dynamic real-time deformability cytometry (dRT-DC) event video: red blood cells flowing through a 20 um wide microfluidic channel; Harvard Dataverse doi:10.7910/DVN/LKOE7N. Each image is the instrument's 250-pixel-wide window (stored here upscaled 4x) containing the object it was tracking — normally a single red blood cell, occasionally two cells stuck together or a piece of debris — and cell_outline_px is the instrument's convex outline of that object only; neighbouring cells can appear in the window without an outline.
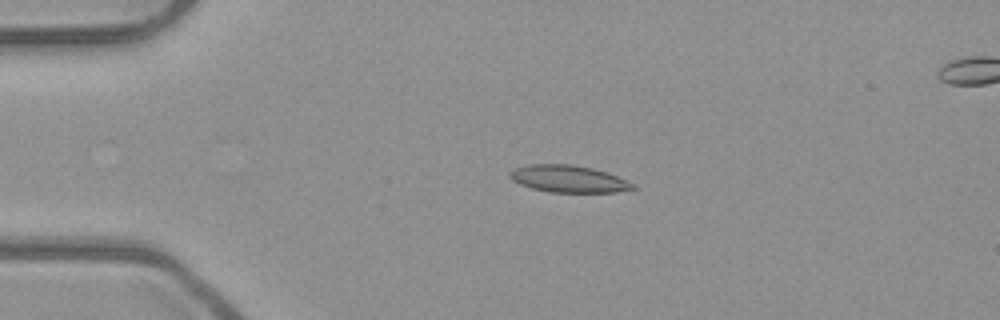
{"species": "common noctule bat (a hibernating species)", "species_latin": "Nyctalus noctula", "temperature_condition": "room temperature", "stored_images_in_passage": 48, "camera_frame_rate_fps": 3000, "um_per_image_px": 0.085, "animal": {"sex": "male", "body_mass_g": 23.1, "forearm_length_mm": 52.7}, "frame": {"image": 1, "passage_image": 11, "time_ms": 3.333, "image_size_px": [1000, 320], "cell_outline_px": [[636, 188], [616, 192], [548, 192], [532, 188], [520, 184], [512, 180], [508, 176], [508, 172], [512, 168], [528, 164], [572, 164], [592, 168], [608, 172], [636, 184]], "centroid_in_image_um": [48.3, 15.19], "position_along_channel_um": 36.7, "area_um2": 19.65}}
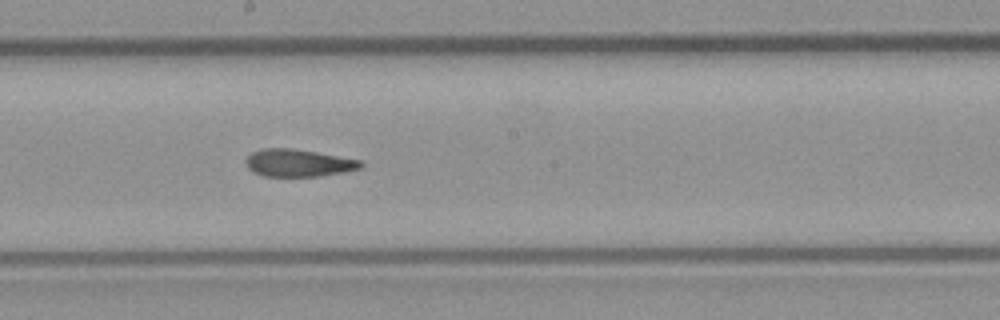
{"frame": {"image": 2, "passage_image": 28, "time_ms": 9.0, "image_size_px": [1000, 320], "cell_outline_px": [[364, 164], [360, 168], [344, 172], [320, 176], [264, 176], [252, 172], [244, 164], [244, 160], [252, 152], [264, 148], [292, 148], [364, 160]], "centroid_in_image_um": [25.36, 13.85], "position_along_channel_um": 222.8, "area_um2": 18.55}}
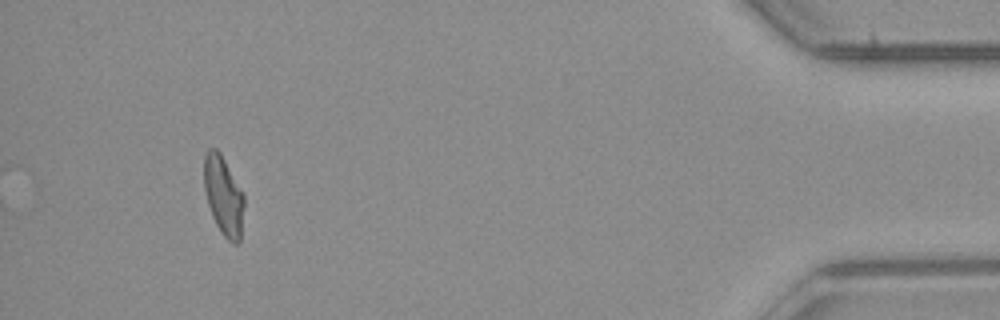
{"frame": {"image": 3, "passage_image": 48, "time_ms": 15.667, "image_size_px": [1000, 320], "cell_outline_px": [[244, 204], [240, 240], [236, 244], [232, 244], [224, 236], [216, 224], [212, 216], [208, 204], [204, 188], [204, 156], [208, 148], [216, 148], [220, 152], [244, 192]], "centroid_in_image_um": [19.0, 16.61], "position_along_channel_um": 416.2, "area_um2": 18.61}, "authors_computed_cell_mechanics": {"area_um2": 19.0162, "velocity_mm_per_s": 3.9731, "shape_relaxation_time_tau1_ms": null, "shape_relaxation_time_tau2_ms": 3.0171, "deformation_change_tau1": null, "deformation_change_tau2": 0.1119}}